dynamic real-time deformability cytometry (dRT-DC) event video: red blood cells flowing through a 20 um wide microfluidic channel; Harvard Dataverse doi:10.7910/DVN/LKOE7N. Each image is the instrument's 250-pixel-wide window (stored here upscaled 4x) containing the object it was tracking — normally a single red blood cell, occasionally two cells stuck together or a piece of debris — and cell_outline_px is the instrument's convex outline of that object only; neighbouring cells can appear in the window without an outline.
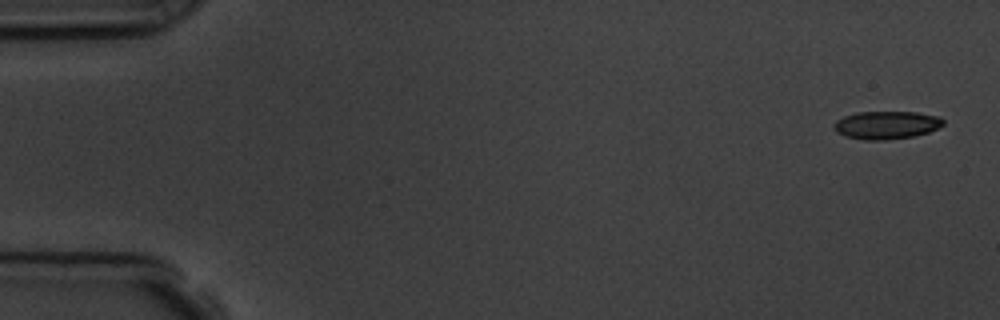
{"species": "common noctule bat (a hibernating species)", "species_latin": "Nyctalus noctula", "temperature_condition": "room temperature", "stored_images_in_passage": 5, "camera_frame_rate_fps": 3000, "um_per_image_px": 0.085, "animal": {"sex": "male", "body_mass_g": 19.5, "forearm_length_mm": 54.6}, "frame": {"image": 1, "passage_image": 1, "time_ms": 0.0, "image_size_px": [1000, 320], "cell_outline_px": [[944, 124], [928, 132], [912, 136], [884, 140], [864, 140], [844, 136], [836, 132], [832, 128], [836, 120], [844, 116], [856, 112], [916, 112], [940, 116], [944, 120]], "centroid_in_image_um": [75.31, 10.62], "position_along_channel_um": 9.7, "area_um2": 17.86}}
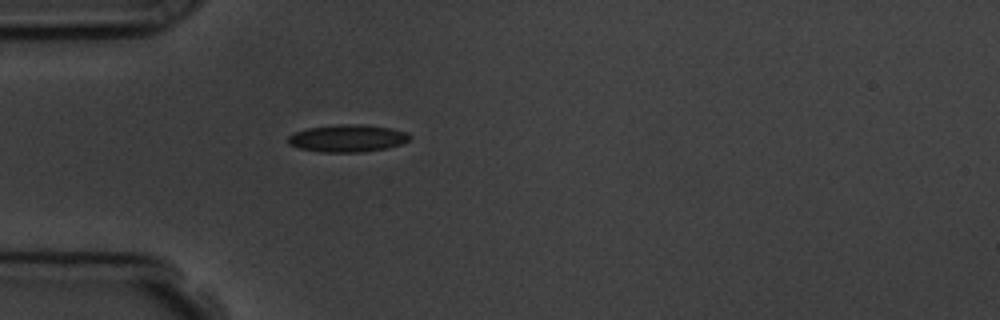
{"frame": {"image": 2, "passage_image": 5, "time_ms": 4.667, "image_size_px": [1000, 320], "cell_outline_px": [[412, 136], [408, 140], [400, 144], [388, 148], [364, 152], [320, 152], [300, 148], [288, 144], [288, 136], [296, 132], [308, 128], [340, 124], [364, 124], [392, 128], [408, 132]], "centroid_in_image_um": [29.58, 11.75], "position_along_channel_um": 55.4, "area_um2": 19.48}}